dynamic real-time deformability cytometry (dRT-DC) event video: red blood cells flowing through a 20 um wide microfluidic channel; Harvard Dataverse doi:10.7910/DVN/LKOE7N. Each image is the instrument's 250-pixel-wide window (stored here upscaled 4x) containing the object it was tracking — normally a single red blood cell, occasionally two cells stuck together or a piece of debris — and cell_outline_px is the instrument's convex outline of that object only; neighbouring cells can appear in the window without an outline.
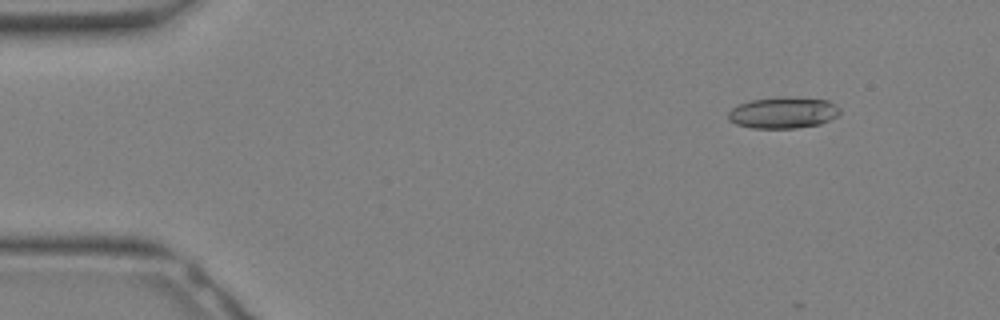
{"species": "Egyptian fruit bat (a non-hibernating species)", "species_latin": "Rousettus aegyptiacus", "temperature_condition": "warm", "stored_images_in_passage": 28, "camera_frame_rate_fps": 3000, "um_per_image_px": 0.085, "animal": {"sex": "female"}, "frame": {"image": 1, "passage_image": 3, "time_ms": 0.667, "image_size_px": [1000, 320], "cell_outline_px": [[840, 112], [836, 116], [820, 124], [796, 128], [752, 128], [736, 124], [728, 120], [728, 112], [732, 108], [740, 104], [752, 100], [828, 100], [836, 104], [840, 108]], "centroid_in_image_um": [66.55, 9.64], "position_along_channel_um": 18.5, "area_um2": 19.31}}
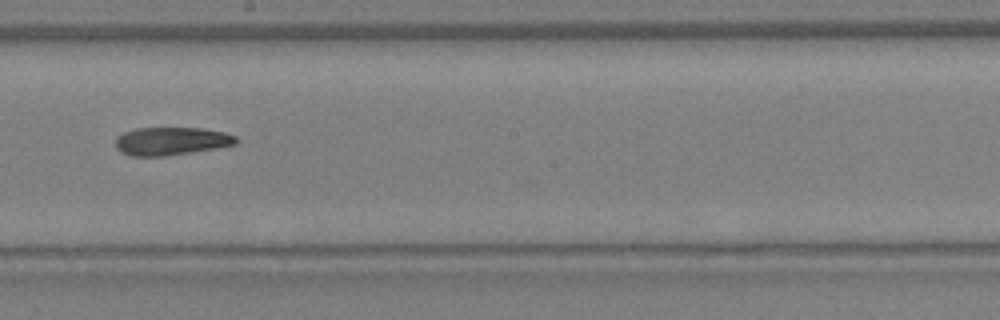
{"frame": {"image": 2, "passage_image": 18, "time_ms": 5.667, "image_size_px": [1000, 320], "cell_outline_px": [[236, 144], [216, 148], [164, 156], [132, 156], [120, 152], [116, 148], [116, 136], [124, 132], [136, 128], [200, 128], [224, 132], [236, 136]], "centroid_in_image_um": [14.52, 11.99], "position_along_channel_um": 233.7, "area_um2": 19.59}}
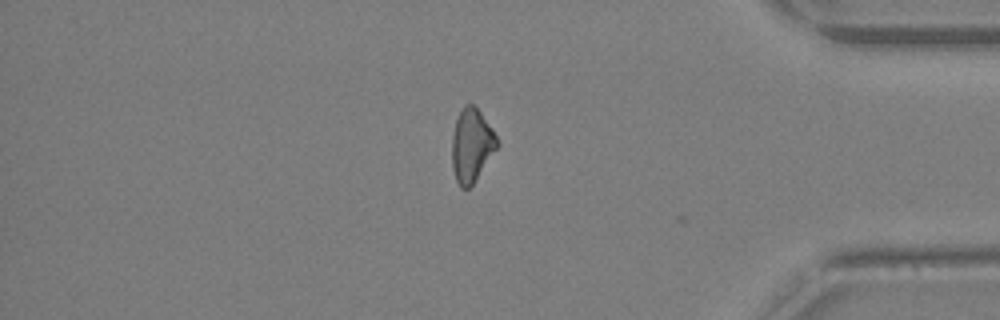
{"frame": {"image": 3, "passage_image": 27, "time_ms": 8.667, "image_size_px": [1000, 320], "cell_outline_px": [[500, 144], [472, 184], [468, 188], [460, 188], [456, 180], [452, 168], [452, 136], [456, 120], [464, 104], [472, 104], [480, 112], [492, 128]], "centroid_in_image_um": [40.08, 12.35], "position_along_channel_um": 395.1, "area_um2": 19.07}}